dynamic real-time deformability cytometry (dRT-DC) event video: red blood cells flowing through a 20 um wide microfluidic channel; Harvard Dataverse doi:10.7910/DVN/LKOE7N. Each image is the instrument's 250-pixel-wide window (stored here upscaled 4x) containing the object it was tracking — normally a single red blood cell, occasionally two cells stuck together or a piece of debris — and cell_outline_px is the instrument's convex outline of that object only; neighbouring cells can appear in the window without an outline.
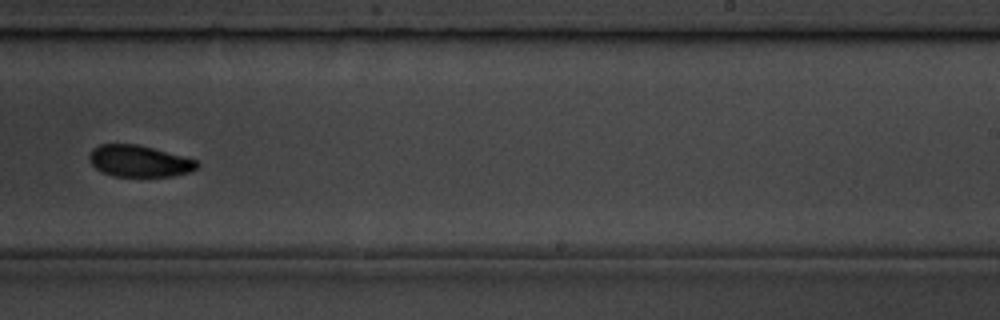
{"species": "common noctule bat (a hibernating species)", "species_latin": "Nyctalus noctula", "temperature_condition": "room temperature", "stored_images_in_passage": 6, "camera_frame_rate_fps": 3000, "um_per_image_px": 0.085, "animal": {"sex": "male", "body_mass_g": 19.5, "forearm_length_mm": 54.6}, "frame": {"image": 1, "passage_image": 6, "time_ms": 5.667, "image_size_px": [1000, 320], "cell_outline_px": [[200, 164], [192, 172], [172, 176], [112, 176], [100, 172], [88, 160], [88, 156], [92, 148], [100, 144], [136, 144], [152, 148], [196, 160]], "centroid_in_image_um": [11.79, 13.7], "position_along_channel_um": 277.2, "area_um2": 19.83}}